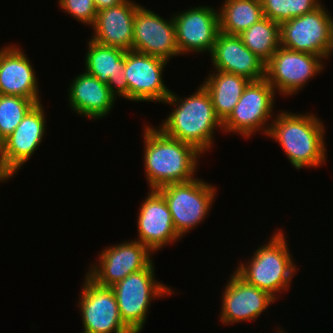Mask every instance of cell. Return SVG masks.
Masks as SVG:
<instances>
[{"mask_svg":"<svg viewBox=\"0 0 333 333\" xmlns=\"http://www.w3.org/2000/svg\"><path fill=\"white\" fill-rule=\"evenodd\" d=\"M145 179L150 189L194 180L204 156L191 144L165 135L158 127L144 126Z\"/></svg>","mask_w":333,"mask_h":333,"instance_id":"obj_1","label":"cell"},{"mask_svg":"<svg viewBox=\"0 0 333 333\" xmlns=\"http://www.w3.org/2000/svg\"><path fill=\"white\" fill-rule=\"evenodd\" d=\"M267 136L281 145L291 166L318 168L326 164L325 125L315 114L280 110L275 113Z\"/></svg>","mask_w":333,"mask_h":333,"instance_id":"obj_2","label":"cell"},{"mask_svg":"<svg viewBox=\"0 0 333 333\" xmlns=\"http://www.w3.org/2000/svg\"><path fill=\"white\" fill-rule=\"evenodd\" d=\"M183 98L171 91L163 103L171 105L173 110L157 127L165 135L191 144L205 154L213 146L215 130L223 131L222 122L202 84L195 93Z\"/></svg>","mask_w":333,"mask_h":333,"instance_id":"obj_3","label":"cell"},{"mask_svg":"<svg viewBox=\"0 0 333 333\" xmlns=\"http://www.w3.org/2000/svg\"><path fill=\"white\" fill-rule=\"evenodd\" d=\"M264 244L253 252L245 263H237L235 272L246 282L268 292L276 300L291 288L292 277L298 272L285 231L277 228ZM297 267V268H296Z\"/></svg>","mask_w":333,"mask_h":333,"instance_id":"obj_4","label":"cell"},{"mask_svg":"<svg viewBox=\"0 0 333 333\" xmlns=\"http://www.w3.org/2000/svg\"><path fill=\"white\" fill-rule=\"evenodd\" d=\"M154 265L153 261L146 269L131 273L111 287L121 319L133 333L143 331L151 302L174 294L171 286L157 282Z\"/></svg>","mask_w":333,"mask_h":333,"instance_id":"obj_5","label":"cell"},{"mask_svg":"<svg viewBox=\"0 0 333 333\" xmlns=\"http://www.w3.org/2000/svg\"><path fill=\"white\" fill-rule=\"evenodd\" d=\"M165 199L175 231L182 238L209 216L217 188L198 177L185 183H170L156 189Z\"/></svg>","mask_w":333,"mask_h":333,"instance_id":"obj_6","label":"cell"},{"mask_svg":"<svg viewBox=\"0 0 333 333\" xmlns=\"http://www.w3.org/2000/svg\"><path fill=\"white\" fill-rule=\"evenodd\" d=\"M275 94L274 88L266 79L250 81L233 111L222 122L223 132L237 133L243 139H249L259 131L267 136L273 120L271 118L276 116L273 115Z\"/></svg>","mask_w":333,"mask_h":333,"instance_id":"obj_7","label":"cell"},{"mask_svg":"<svg viewBox=\"0 0 333 333\" xmlns=\"http://www.w3.org/2000/svg\"><path fill=\"white\" fill-rule=\"evenodd\" d=\"M322 4L280 25L281 47L329 59L333 54V17Z\"/></svg>","mask_w":333,"mask_h":333,"instance_id":"obj_8","label":"cell"},{"mask_svg":"<svg viewBox=\"0 0 333 333\" xmlns=\"http://www.w3.org/2000/svg\"><path fill=\"white\" fill-rule=\"evenodd\" d=\"M324 62L318 55L280 46L265 65V79L278 95H296L309 80L322 73Z\"/></svg>","mask_w":333,"mask_h":333,"instance_id":"obj_9","label":"cell"},{"mask_svg":"<svg viewBox=\"0 0 333 333\" xmlns=\"http://www.w3.org/2000/svg\"><path fill=\"white\" fill-rule=\"evenodd\" d=\"M44 109L42 103L35 104L0 144V176L13 178L39 149L48 129Z\"/></svg>","mask_w":333,"mask_h":333,"instance_id":"obj_10","label":"cell"},{"mask_svg":"<svg viewBox=\"0 0 333 333\" xmlns=\"http://www.w3.org/2000/svg\"><path fill=\"white\" fill-rule=\"evenodd\" d=\"M153 254L139 241L125 240L104 247L98 254L97 264L89 265L90 268H87L85 275L98 285L112 287L131 273L146 269L153 262Z\"/></svg>","mask_w":333,"mask_h":333,"instance_id":"obj_11","label":"cell"},{"mask_svg":"<svg viewBox=\"0 0 333 333\" xmlns=\"http://www.w3.org/2000/svg\"><path fill=\"white\" fill-rule=\"evenodd\" d=\"M78 300L82 333H133L122 321L111 287L98 285L87 275Z\"/></svg>","mask_w":333,"mask_h":333,"instance_id":"obj_12","label":"cell"},{"mask_svg":"<svg viewBox=\"0 0 333 333\" xmlns=\"http://www.w3.org/2000/svg\"><path fill=\"white\" fill-rule=\"evenodd\" d=\"M168 64L152 55L126 51L124 75L128 84V100L162 104L171 94L163 81V71Z\"/></svg>","mask_w":333,"mask_h":333,"instance_id":"obj_13","label":"cell"},{"mask_svg":"<svg viewBox=\"0 0 333 333\" xmlns=\"http://www.w3.org/2000/svg\"><path fill=\"white\" fill-rule=\"evenodd\" d=\"M180 55L211 54L220 32L219 12L214 6L199 5L171 14Z\"/></svg>","mask_w":333,"mask_h":333,"instance_id":"obj_14","label":"cell"},{"mask_svg":"<svg viewBox=\"0 0 333 333\" xmlns=\"http://www.w3.org/2000/svg\"><path fill=\"white\" fill-rule=\"evenodd\" d=\"M132 51L152 55L170 62L180 56L173 16L161 15L140 5L135 13Z\"/></svg>","mask_w":333,"mask_h":333,"instance_id":"obj_15","label":"cell"},{"mask_svg":"<svg viewBox=\"0 0 333 333\" xmlns=\"http://www.w3.org/2000/svg\"><path fill=\"white\" fill-rule=\"evenodd\" d=\"M222 293L220 321L223 325L255 321L276 299L268 292L249 284L235 271Z\"/></svg>","mask_w":333,"mask_h":333,"instance_id":"obj_16","label":"cell"},{"mask_svg":"<svg viewBox=\"0 0 333 333\" xmlns=\"http://www.w3.org/2000/svg\"><path fill=\"white\" fill-rule=\"evenodd\" d=\"M140 205L137 215L138 239L154 254L165 246L182 239L172 221V216L164 197L156 190L150 189Z\"/></svg>","mask_w":333,"mask_h":333,"instance_id":"obj_17","label":"cell"},{"mask_svg":"<svg viewBox=\"0 0 333 333\" xmlns=\"http://www.w3.org/2000/svg\"><path fill=\"white\" fill-rule=\"evenodd\" d=\"M13 45L0 47V92L2 95L25 97L36 104L41 103L34 65L22 47Z\"/></svg>","mask_w":333,"mask_h":333,"instance_id":"obj_18","label":"cell"},{"mask_svg":"<svg viewBox=\"0 0 333 333\" xmlns=\"http://www.w3.org/2000/svg\"><path fill=\"white\" fill-rule=\"evenodd\" d=\"M214 69L243 76L250 81L265 79V63L252 53L239 35L219 32L210 54Z\"/></svg>","mask_w":333,"mask_h":333,"instance_id":"obj_19","label":"cell"},{"mask_svg":"<svg viewBox=\"0 0 333 333\" xmlns=\"http://www.w3.org/2000/svg\"><path fill=\"white\" fill-rule=\"evenodd\" d=\"M140 5L133 0H124L118 5L97 11L90 38L105 46L131 51L134 18Z\"/></svg>","mask_w":333,"mask_h":333,"instance_id":"obj_20","label":"cell"},{"mask_svg":"<svg viewBox=\"0 0 333 333\" xmlns=\"http://www.w3.org/2000/svg\"><path fill=\"white\" fill-rule=\"evenodd\" d=\"M87 42L83 70L106 84L116 99L123 97L128 100V84L124 75L126 51L99 44L92 39Z\"/></svg>","mask_w":333,"mask_h":333,"instance_id":"obj_21","label":"cell"},{"mask_svg":"<svg viewBox=\"0 0 333 333\" xmlns=\"http://www.w3.org/2000/svg\"><path fill=\"white\" fill-rule=\"evenodd\" d=\"M69 85L67 101L71 111L76 115L83 116L87 120H99L110 115L116 97L106 84L84 71L77 74Z\"/></svg>","mask_w":333,"mask_h":333,"instance_id":"obj_22","label":"cell"},{"mask_svg":"<svg viewBox=\"0 0 333 333\" xmlns=\"http://www.w3.org/2000/svg\"><path fill=\"white\" fill-rule=\"evenodd\" d=\"M250 80L232 73L213 70L202 85L208 91L216 116L223 122L233 111Z\"/></svg>","mask_w":333,"mask_h":333,"instance_id":"obj_23","label":"cell"},{"mask_svg":"<svg viewBox=\"0 0 333 333\" xmlns=\"http://www.w3.org/2000/svg\"><path fill=\"white\" fill-rule=\"evenodd\" d=\"M220 32L240 35L264 18L261 0H224L218 7Z\"/></svg>","mask_w":333,"mask_h":333,"instance_id":"obj_24","label":"cell"},{"mask_svg":"<svg viewBox=\"0 0 333 333\" xmlns=\"http://www.w3.org/2000/svg\"><path fill=\"white\" fill-rule=\"evenodd\" d=\"M239 36L243 44L265 64L281 46L280 25L266 17Z\"/></svg>","mask_w":333,"mask_h":333,"instance_id":"obj_25","label":"cell"},{"mask_svg":"<svg viewBox=\"0 0 333 333\" xmlns=\"http://www.w3.org/2000/svg\"><path fill=\"white\" fill-rule=\"evenodd\" d=\"M264 17L282 23L319 8L321 0H261Z\"/></svg>","mask_w":333,"mask_h":333,"instance_id":"obj_26","label":"cell"},{"mask_svg":"<svg viewBox=\"0 0 333 333\" xmlns=\"http://www.w3.org/2000/svg\"><path fill=\"white\" fill-rule=\"evenodd\" d=\"M36 103L32 99L13 95L0 97V144L17 128L26 113Z\"/></svg>","mask_w":333,"mask_h":333,"instance_id":"obj_27","label":"cell"},{"mask_svg":"<svg viewBox=\"0 0 333 333\" xmlns=\"http://www.w3.org/2000/svg\"><path fill=\"white\" fill-rule=\"evenodd\" d=\"M59 9L69 14L83 25L92 27L95 23L97 10L93 0H58Z\"/></svg>","mask_w":333,"mask_h":333,"instance_id":"obj_28","label":"cell"},{"mask_svg":"<svg viewBox=\"0 0 333 333\" xmlns=\"http://www.w3.org/2000/svg\"><path fill=\"white\" fill-rule=\"evenodd\" d=\"M96 10L100 11L122 3L124 0H93Z\"/></svg>","mask_w":333,"mask_h":333,"instance_id":"obj_29","label":"cell"},{"mask_svg":"<svg viewBox=\"0 0 333 333\" xmlns=\"http://www.w3.org/2000/svg\"><path fill=\"white\" fill-rule=\"evenodd\" d=\"M7 180H10L9 178H6V177H3V176H0V182H6Z\"/></svg>","mask_w":333,"mask_h":333,"instance_id":"obj_30","label":"cell"},{"mask_svg":"<svg viewBox=\"0 0 333 333\" xmlns=\"http://www.w3.org/2000/svg\"><path fill=\"white\" fill-rule=\"evenodd\" d=\"M278 330H276V332L275 333H286L285 331H283V329H279V328H277Z\"/></svg>","mask_w":333,"mask_h":333,"instance_id":"obj_31","label":"cell"}]
</instances>
